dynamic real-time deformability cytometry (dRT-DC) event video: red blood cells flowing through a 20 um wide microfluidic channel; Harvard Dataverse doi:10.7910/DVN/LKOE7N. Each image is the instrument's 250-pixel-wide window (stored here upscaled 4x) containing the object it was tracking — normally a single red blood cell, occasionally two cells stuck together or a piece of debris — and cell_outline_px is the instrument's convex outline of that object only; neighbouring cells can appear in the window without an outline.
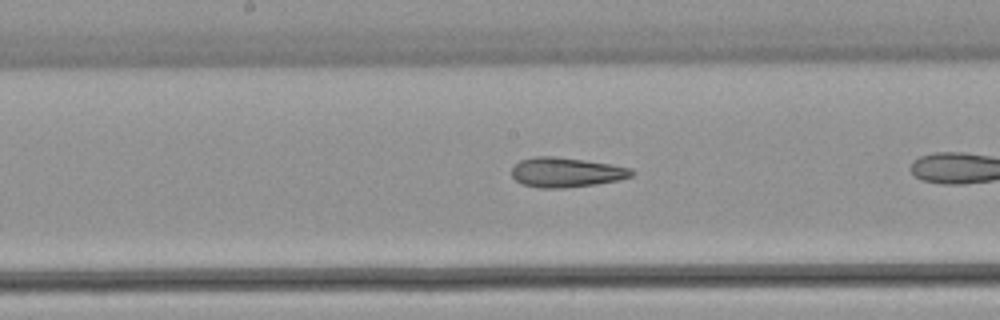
{"species": "common noctule bat (a hibernating species)", "species_latin": "Nyctalus noctula", "temperature_condition": "warm", "stored_images_in_passage": 32, "camera_frame_rate_fps": 3000, "um_per_image_px": 0.085, "animal": {"sex": "female", "body_mass_g": 22.7, "forearm_length_mm": 54.2}, "frame": {"image": 1, "passage_image": 19, "time_ms": 6.0, "image_size_px": [1000, 320], "cell_outline_px": [[636, 172], [632, 176], [616, 180], [596, 184], [564, 188], [540, 188], [524, 184], [516, 180], [512, 176], [512, 168], [520, 160], [536, 156], [552, 156], [584, 160], [612, 164], [632, 168]], "centroid_in_image_um": [48.14, 14.64], "position_along_channel_um": 200.1, "area_um2": 20.69}}